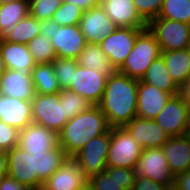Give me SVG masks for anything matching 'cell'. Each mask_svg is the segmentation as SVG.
<instances>
[{"instance_id": "13", "label": "cell", "mask_w": 190, "mask_h": 190, "mask_svg": "<svg viewBox=\"0 0 190 190\" xmlns=\"http://www.w3.org/2000/svg\"><path fill=\"white\" fill-rule=\"evenodd\" d=\"M189 105L179 96H172L154 119L170 137L186 135Z\"/></svg>"}, {"instance_id": "30", "label": "cell", "mask_w": 190, "mask_h": 190, "mask_svg": "<svg viewBox=\"0 0 190 190\" xmlns=\"http://www.w3.org/2000/svg\"><path fill=\"white\" fill-rule=\"evenodd\" d=\"M30 74L35 94H55L61 91L52 63L36 64Z\"/></svg>"}, {"instance_id": "42", "label": "cell", "mask_w": 190, "mask_h": 190, "mask_svg": "<svg viewBox=\"0 0 190 190\" xmlns=\"http://www.w3.org/2000/svg\"><path fill=\"white\" fill-rule=\"evenodd\" d=\"M175 185L180 190H190V169L175 176Z\"/></svg>"}, {"instance_id": "16", "label": "cell", "mask_w": 190, "mask_h": 190, "mask_svg": "<svg viewBox=\"0 0 190 190\" xmlns=\"http://www.w3.org/2000/svg\"><path fill=\"white\" fill-rule=\"evenodd\" d=\"M86 181L88 178L78 162L69 156L61 168L43 183L42 190H78Z\"/></svg>"}, {"instance_id": "8", "label": "cell", "mask_w": 190, "mask_h": 190, "mask_svg": "<svg viewBox=\"0 0 190 190\" xmlns=\"http://www.w3.org/2000/svg\"><path fill=\"white\" fill-rule=\"evenodd\" d=\"M110 144V130L89 140L72 157L78 162L84 175L89 179L95 174L103 172Z\"/></svg>"}, {"instance_id": "6", "label": "cell", "mask_w": 190, "mask_h": 190, "mask_svg": "<svg viewBox=\"0 0 190 190\" xmlns=\"http://www.w3.org/2000/svg\"><path fill=\"white\" fill-rule=\"evenodd\" d=\"M32 103V122L42 125L57 134L69 120L65 115L64 102H60V92L55 94H35Z\"/></svg>"}, {"instance_id": "37", "label": "cell", "mask_w": 190, "mask_h": 190, "mask_svg": "<svg viewBox=\"0 0 190 190\" xmlns=\"http://www.w3.org/2000/svg\"><path fill=\"white\" fill-rule=\"evenodd\" d=\"M62 0H29L30 15L39 21L52 19Z\"/></svg>"}, {"instance_id": "1", "label": "cell", "mask_w": 190, "mask_h": 190, "mask_svg": "<svg viewBox=\"0 0 190 190\" xmlns=\"http://www.w3.org/2000/svg\"><path fill=\"white\" fill-rule=\"evenodd\" d=\"M137 88V79L117 70L108 76L97 106L105 114L111 128L124 127L137 116Z\"/></svg>"}, {"instance_id": "46", "label": "cell", "mask_w": 190, "mask_h": 190, "mask_svg": "<svg viewBox=\"0 0 190 190\" xmlns=\"http://www.w3.org/2000/svg\"><path fill=\"white\" fill-rule=\"evenodd\" d=\"M5 71H6V66H5V62L3 61L1 51H0V78L3 76Z\"/></svg>"}, {"instance_id": "45", "label": "cell", "mask_w": 190, "mask_h": 190, "mask_svg": "<svg viewBox=\"0 0 190 190\" xmlns=\"http://www.w3.org/2000/svg\"><path fill=\"white\" fill-rule=\"evenodd\" d=\"M8 175L7 151L0 149V180Z\"/></svg>"}, {"instance_id": "11", "label": "cell", "mask_w": 190, "mask_h": 190, "mask_svg": "<svg viewBox=\"0 0 190 190\" xmlns=\"http://www.w3.org/2000/svg\"><path fill=\"white\" fill-rule=\"evenodd\" d=\"M107 78V74L78 65L76 71L73 72L72 81L68 90L84 97L93 106H97L102 99Z\"/></svg>"}, {"instance_id": "43", "label": "cell", "mask_w": 190, "mask_h": 190, "mask_svg": "<svg viewBox=\"0 0 190 190\" xmlns=\"http://www.w3.org/2000/svg\"><path fill=\"white\" fill-rule=\"evenodd\" d=\"M65 2L72 3L82 9L84 12L93 7L99 5L100 0H62Z\"/></svg>"}, {"instance_id": "44", "label": "cell", "mask_w": 190, "mask_h": 190, "mask_svg": "<svg viewBox=\"0 0 190 190\" xmlns=\"http://www.w3.org/2000/svg\"><path fill=\"white\" fill-rule=\"evenodd\" d=\"M178 95L190 106V76L179 86Z\"/></svg>"}, {"instance_id": "29", "label": "cell", "mask_w": 190, "mask_h": 190, "mask_svg": "<svg viewBox=\"0 0 190 190\" xmlns=\"http://www.w3.org/2000/svg\"><path fill=\"white\" fill-rule=\"evenodd\" d=\"M77 62L84 68H92L94 71L102 72L108 76L116 71L98 44L87 43L77 58Z\"/></svg>"}, {"instance_id": "47", "label": "cell", "mask_w": 190, "mask_h": 190, "mask_svg": "<svg viewBox=\"0 0 190 190\" xmlns=\"http://www.w3.org/2000/svg\"><path fill=\"white\" fill-rule=\"evenodd\" d=\"M78 190H94V187L88 180Z\"/></svg>"}, {"instance_id": "17", "label": "cell", "mask_w": 190, "mask_h": 190, "mask_svg": "<svg viewBox=\"0 0 190 190\" xmlns=\"http://www.w3.org/2000/svg\"><path fill=\"white\" fill-rule=\"evenodd\" d=\"M124 128L143 148H161L170 137L155 120L138 116L133 118Z\"/></svg>"}, {"instance_id": "9", "label": "cell", "mask_w": 190, "mask_h": 190, "mask_svg": "<svg viewBox=\"0 0 190 190\" xmlns=\"http://www.w3.org/2000/svg\"><path fill=\"white\" fill-rule=\"evenodd\" d=\"M143 29L146 28L118 27L98 43L115 70L123 65L134 47L137 35Z\"/></svg>"}, {"instance_id": "27", "label": "cell", "mask_w": 190, "mask_h": 190, "mask_svg": "<svg viewBox=\"0 0 190 190\" xmlns=\"http://www.w3.org/2000/svg\"><path fill=\"white\" fill-rule=\"evenodd\" d=\"M141 81L158 87L160 90L166 91L173 96L178 95L179 86L168 73L162 56H159L152 62Z\"/></svg>"}, {"instance_id": "38", "label": "cell", "mask_w": 190, "mask_h": 190, "mask_svg": "<svg viewBox=\"0 0 190 190\" xmlns=\"http://www.w3.org/2000/svg\"><path fill=\"white\" fill-rule=\"evenodd\" d=\"M139 15L149 23L158 18L163 0H133Z\"/></svg>"}, {"instance_id": "31", "label": "cell", "mask_w": 190, "mask_h": 190, "mask_svg": "<svg viewBox=\"0 0 190 190\" xmlns=\"http://www.w3.org/2000/svg\"><path fill=\"white\" fill-rule=\"evenodd\" d=\"M41 34L40 21L30 14L23 18L4 40L12 43L28 44L34 37Z\"/></svg>"}, {"instance_id": "50", "label": "cell", "mask_w": 190, "mask_h": 190, "mask_svg": "<svg viewBox=\"0 0 190 190\" xmlns=\"http://www.w3.org/2000/svg\"><path fill=\"white\" fill-rule=\"evenodd\" d=\"M15 1H19V0H0V4H6L10 2H15Z\"/></svg>"}, {"instance_id": "18", "label": "cell", "mask_w": 190, "mask_h": 190, "mask_svg": "<svg viewBox=\"0 0 190 190\" xmlns=\"http://www.w3.org/2000/svg\"><path fill=\"white\" fill-rule=\"evenodd\" d=\"M173 95L138 80L137 116L154 120Z\"/></svg>"}, {"instance_id": "19", "label": "cell", "mask_w": 190, "mask_h": 190, "mask_svg": "<svg viewBox=\"0 0 190 190\" xmlns=\"http://www.w3.org/2000/svg\"><path fill=\"white\" fill-rule=\"evenodd\" d=\"M99 4L118 27L147 28L133 0H100Z\"/></svg>"}, {"instance_id": "36", "label": "cell", "mask_w": 190, "mask_h": 190, "mask_svg": "<svg viewBox=\"0 0 190 190\" xmlns=\"http://www.w3.org/2000/svg\"><path fill=\"white\" fill-rule=\"evenodd\" d=\"M84 11L78 6L63 1L59 9L54 13L52 20L59 26L79 25Z\"/></svg>"}, {"instance_id": "10", "label": "cell", "mask_w": 190, "mask_h": 190, "mask_svg": "<svg viewBox=\"0 0 190 190\" xmlns=\"http://www.w3.org/2000/svg\"><path fill=\"white\" fill-rule=\"evenodd\" d=\"M134 171L137 176L148 177L164 186L175 183V176L169 168L162 148H144Z\"/></svg>"}, {"instance_id": "2", "label": "cell", "mask_w": 190, "mask_h": 190, "mask_svg": "<svg viewBox=\"0 0 190 190\" xmlns=\"http://www.w3.org/2000/svg\"><path fill=\"white\" fill-rule=\"evenodd\" d=\"M110 129L105 114L98 106H92L66 122L58 133V143L69 156H73L89 140Z\"/></svg>"}, {"instance_id": "23", "label": "cell", "mask_w": 190, "mask_h": 190, "mask_svg": "<svg viewBox=\"0 0 190 190\" xmlns=\"http://www.w3.org/2000/svg\"><path fill=\"white\" fill-rule=\"evenodd\" d=\"M161 148L174 176L190 169V136L169 137Z\"/></svg>"}, {"instance_id": "15", "label": "cell", "mask_w": 190, "mask_h": 190, "mask_svg": "<svg viewBox=\"0 0 190 190\" xmlns=\"http://www.w3.org/2000/svg\"><path fill=\"white\" fill-rule=\"evenodd\" d=\"M79 26L86 42L93 44H98L118 28L100 4L83 13Z\"/></svg>"}, {"instance_id": "24", "label": "cell", "mask_w": 190, "mask_h": 190, "mask_svg": "<svg viewBox=\"0 0 190 190\" xmlns=\"http://www.w3.org/2000/svg\"><path fill=\"white\" fill-rule=\"evenodd\" d=\"M0 51L6 69L31 72L36 65L27 44L0 39Z\"/></svg>"}, {"instance_id": "22", "label": "cell", "mask_w": 190, "mask_h": 190, "mask_svg": "<svg viewBox=\"0 0 190 190\" xmlns=\"http://www.w3.org/2000/svg\"><path fill=\"white\" fill-rule=\"evenodd\" d=\"M0 94L32 101L35 89L30 72L6 69L0 78Z\"/></svg>"}, {"instance_id": "28", "label": "cell", "mask_w": 190, "mask_h": 190, "mask_svg": "<svg viewBox=\"0 0 190 190\" xmlns=\"http://www.w3.org/2000/svg\"><path fill=\"white\" fill-rule=\"evenodd\" d=\"M35 157V172L37 178L44 183L54 172H56L69 155L63 148L49 150L47 153L32 154Z\"/></svg>"}, {"instance_id": "3", "label": "cell", "mask_w": 190, "mask_h": 190, "mask_svg": "<svg viewBox=\"0 0 190 190\" xmlns=\"http://www.w3.org/2000/svg\"><path fill=\"white\" fill-rule=\"evenodd\" d=\"M40 32L51 39L58 58L77 59L87 44L79 25L59 26L49 19L40 21Z\"/></svg>"}, {"instance_id": "39", "label": "cell", "mask_w": 190, "mask_h": 190, "mask_svg": "<svg viewBox=\"0 0 190 190\" xmlns=\"http://www.w3.org/2000/svg\"><path fill=\"white\" fill-rule=\"evenodd\" d=\"M19 130L0 121V149L9 151L18 146Z\"/></svg>"}, {"instance_id": "33", "label": "cell", "mask_w": 190, "mask_h": 190, "mask_svg": "<svg viewBox=\"0 0 190 190\" xmlns=\"http://www.w3.org/2000/svg\"><path fill=\"white\" fill-rule=\"evenodd\" d=\"M27 45L36 64L52 63L57 57L51 39L45 35L39 34Z\"/></svg>"}, {"instance_id": "49", "label": "cell", "mask_w": 190, "mask_h": 190, "mask_svg": "<svg viewBox=\"0 0 190 190\" xmlns=\"http://www.w3.org/2000/svg\"><path fill=\"white\" fill-rule=\"evenodd\" d=\"M165 190H180L176 185L175 183L171 186H166V189Z\"/></svg>"}, {"instance_id": "26", "label": "cell", "mask_w": 190, "mask_h": 190, "mask_svg": "<svg viewBox=\"0 0 190 190\" xmlns=\"http://www.w3.org/2000/svg\"><path fill=\"white\" fill-rule=\"evenodd\" d=\"M166 69L180 86L190 76V49L161 51Z\"/></svg>"}, {"instance_id": "41", "label": "cell", "mask_w": 190, "mask_h": 190, "mask_svg": "<svg viewBox=\"0 0 190 190\" xmlns=\"http://www.w3.org/2000/svg\"><path fill=\"white\" fill-rule=\"evenodd\" d=\"M0 190H31L26 185L21 184L10 176H5L0 180Z\"/></svg>"}, {"instance_id": "12", "label": "cell", "mask_w": 190, "mask_h": 190, "mask_svg": "<svg viewBox=\"0 0 190 190\" xmlns=\"http://www.w3.org/2000/svg\"><path fill=\"white\" fill-rule=\"evenodd\" d=\"M8 176L31 190H42L43 183L35 172V157L19 146L7 151Z\"/></svg>"}, {"instance_id": "48", "label": "cell", "mask_w": 190, "mask_h": 190, "mask_svg": "<svg viewBox=\"0 0 190 190\" xmlns=\"http://www.w3.org/2000/svg\"><path fill=\"white\" fill-rule=\"evenodd\" d=\"M186 135L190 136V106L188 107Z\"/></svg>"}, {"instance_id": "25", "label": "cell", "mask_w": 190, "mask_h": 190, "mask_svg": "<svg viewBox=\"0 0 190 190\" xmlns=\"http://www.w3.org/2000/svg\"><path fill=\"white\" fill-rule=\"evenodd\" d=\"M29 12V0L0 4V39L4 40Z\"/></svg>"}, {"instance_id": "20", "label": "cell", "mask_w": 190, "mask_h": 190, "mask_svg": "<svg viewBox=\"0 0 190 190\" xmlns=\"http://www.w3.org/2000/svg\"><path fill=\"white\" fill-rule=\"evenodd\" d=\"M136 178L134 169L107 167L103 172L91 176L88 180L94 190H131Z\"/></svg>"}, {"instance_id": "32", "label": "cell", "mask_w": 190, "mask_h": 190, "mask_svg": "<svg viewBox=\"0 0 190 190\" xmlns=\"http://www.w3.org/2000/svg\"><path fill=\"white\" fill-rule=\"evenodd\" d=\"M158 18L190 24V0H163Z\"/></svg>"}, {"instance_id": "34", "label": "cell", "mask_w": 190, "mask_h": 190, "mask_svg": "<svg viewBox=\"0 0 190 190\" xmlns=\"http://www.w3.org/2000/svg\"><path fill=\"white\" fill-rule=\"evenodd\" d=\"M60 102H64L65 115L68 119L93 106L87 99L68 89L60 91Z\"/></svg>"}, {"instance_id": "5", "label": "cell", "mask_w": 190, "mask_h": 190, "mask_svg": "<svg viewBox=\"0 0 190 190\" xmlns=\"http://www.w3.org/2000/svg\"><path fill=\"white\" fill-rule=\"evenodd\" d=\"M143 149L124 127H113L106 166L134 169Z\"/></svg>"}, {"instance_id": "7", "label": "cell", "mask_w": 190, "mask_h": 190, "mask_svg": "<svg viewBox=\"0 0 190 190\" xmlns=\"http://www.w3.org/2000/svg\"><path fill=\"white\" fill-rule=\"evenodd\" d=\"M147 27L155 35L161 51L188 49L190 41V24L165 19H152Z\"/></svg>"}, {"instance_id": "35", "label": "cell", "mask_w": 190, "mask_h": 190, "mask_svg": "<svg viewBox=\"0 0 190 190\" xmlns=\"http://www.w3.org/2000/svg\"><path fill=\"white\" fill-rule=\"evenodd\" d=\"M52 64L61 90L68 89L78 66L77 59L56 57Z\"/></svg>"}, {"instance_id": "40", "label": "cell", "mask_w": 190, "mask_h": 190, "mask_svg": "<svg viewBox=\"0 0 190 190\" xmlns=\"http://www.w3.org/2000/svg\"><path fill=\"white\" fill-rule=\"evenodd\" d=\"M166 186L144 176H137L135 184L131 190H165Z\"/></svg>"}, {"instance_id": "14", "label": "cell", "mask_w": 190, "mask_h": 190, "mask_svg": "<svg viewBox=\"0 0 190 190\" xmlns=\"http://www.w3.org/2000/svg\"><path fill=\"white\" fill-rule=\"evenodd\" d=\"M18 146L29 153H47L59 146L58 134L42 125L31 123L19 131Z\"/></svg>"}, {"instance_id": "4", "label": "cell", "mask_w": 190, "mask_h": 190, "mask_svg": "<svg viewBox=\"0 0 190 190\" xmlns=\"http://www.w3.org/2000/svg\"><path fill=\"white\" fill-rule=\"evenodd\" d=\"M159 56H161L159 43L147 27L137 35L132 51L117 71L130 78L141 80L148 67Z\"/></svg>"}, {"instance_id": "21", "label": "cell", "mask_w": 190, "mask_h": 190, "mask_svg": "<svg viewBox=\"0 0 190 190\" xmlns=\"http://www.w3.org/2000/svg\"><path fill=\"white\" fill-rule=\"evenodd\" d=\"M0 121L19 131L32 123V103L0 94Z\"/></svg>"}]
</instances>
